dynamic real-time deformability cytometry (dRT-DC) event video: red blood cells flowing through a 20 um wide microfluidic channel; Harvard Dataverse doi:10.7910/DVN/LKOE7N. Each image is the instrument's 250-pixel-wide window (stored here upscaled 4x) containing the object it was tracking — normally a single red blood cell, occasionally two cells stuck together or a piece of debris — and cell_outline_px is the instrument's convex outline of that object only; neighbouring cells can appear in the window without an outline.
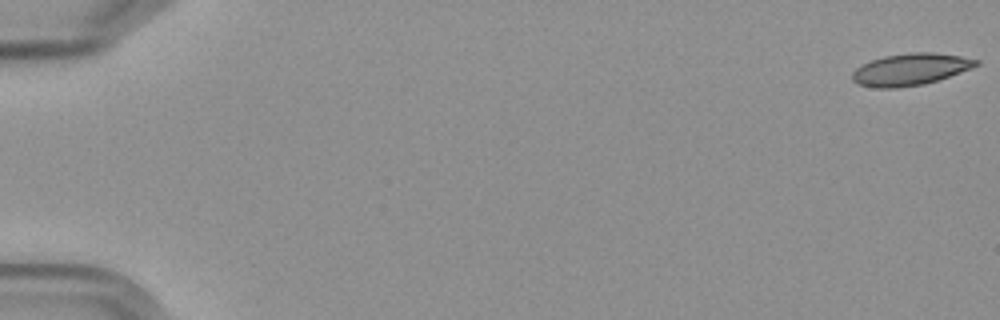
{"species": "Egyptian fruit bat (a non-hibernating species)", "species_latin": "Rousettus aegyptiacus", "temperature_condition": "cold", "stored_images_in_passage": 59, "segment_of_instrument_passage": [1, 2], "camera_frame_rate_fps": 3000, "um_per_image_px": 0.085, "frame": {"image": 1, "passage_image": 1, "time_ms": 0.0, "image_size_px": [1000, 320], "cell_outline_px": [[980, 64], [972, 68], [924, 84], [896, 88], [876, 88], [856, 84], [852, 80], [852, 72], [860, 64], [884, 56], [912, 52], [932, 52], [960, 56], [980, 60]], "centroid_in_image_um": [77.35, 5.9], "position_along_channel_um": 7.7, "area_um2": 23.0}}
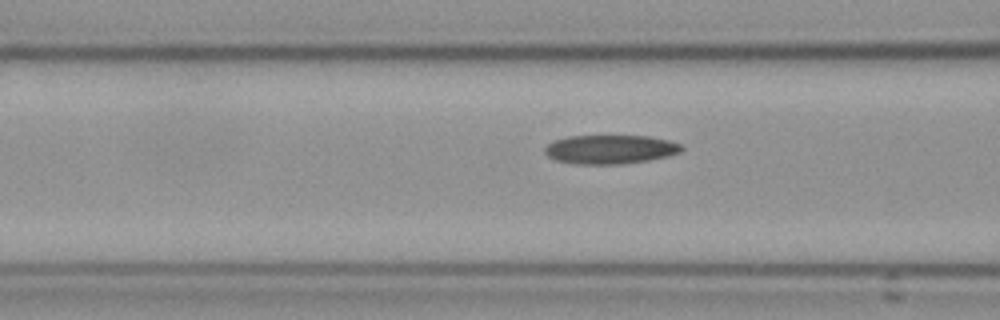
{"frame": {"image": 2, "passage_image": 24, "time_ms": 7.667, "image_size_px": [1000, 320], "cell_outline_px": [[684, 148], [680, 152], [668, 156], [648, 160], [624, 164], [572, 164], [556, 160], [548, 156], [544, 152], [544, 148], [552, 140], [568, 136], [648, 136], [668, 140], [680, 144]], "centroid_in_image_um": [51.84, 12.7], "position_along_channel_um": 114.8, "area_um2": 23.18}}
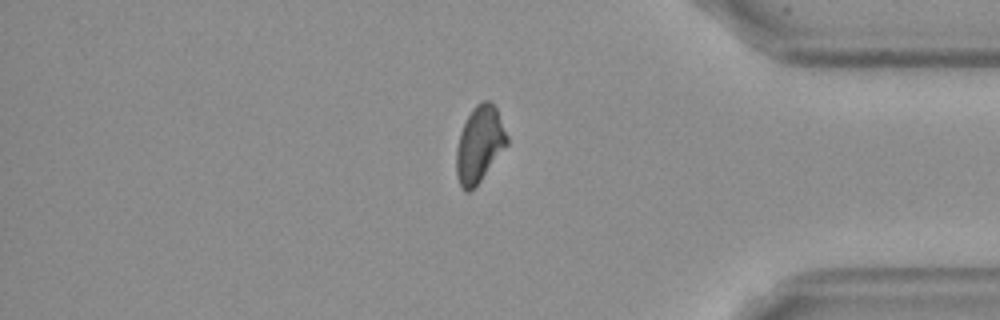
{"frame": {"image": 3, "passage_image": 49, "time_ms": 16.0, "image_size_px": [1000, 320], "cell_outline_px": [[508, 144], [480, 180], [468, 192], [464, 192], [460, 184], [456, 172], [456, 148], [460, 132], [472, 108], [480, 100], [488, 100], [496, 108], [508, 136]], "centroid_in_image_um": [40.75, 12.24], "position_along_channel_um": 394.5, "area_um2": 22.2}}